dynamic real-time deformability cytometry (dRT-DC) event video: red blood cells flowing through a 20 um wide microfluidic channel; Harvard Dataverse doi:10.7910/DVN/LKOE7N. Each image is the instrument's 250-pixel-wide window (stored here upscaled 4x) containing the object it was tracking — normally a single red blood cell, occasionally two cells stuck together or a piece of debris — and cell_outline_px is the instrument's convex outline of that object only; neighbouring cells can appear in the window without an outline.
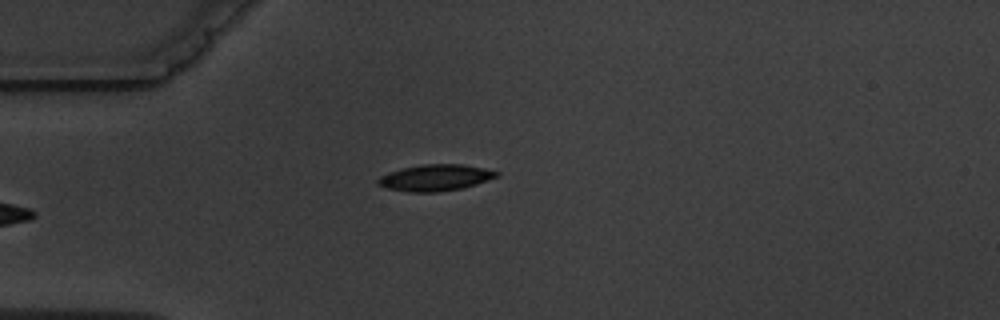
{"species": "common noctule bat (a hibernating species)", "species_latin": "Nyctalus noctula", "temperature_condition": "warm", "stored_images_in_passage": 5, "camera_frame_rate_fps": 3000, "um_per_image_px": 0.085, "animal": {"sex": "male", "body_mass_g": 19.5, "forearm_length_mm": 54.6}, "frame": {"image": 1, "passage_image": 5, "time_ms": 4.667, "image_size_px": [1000, 320], "cell_outline_px": [[500, 176], [476, 184], [460, 188], [440, 192], [408, 192], [388, 188], [376, 184], [376, 180], [380, 176], [388, 172], [400, 168], [420, 164], [464, 164], [484, 168], [500, 172]], "centroid_in_image_um": [36.99, 15.09], "position_along_channel_um": 48.0, "area_um2": 18.44}}